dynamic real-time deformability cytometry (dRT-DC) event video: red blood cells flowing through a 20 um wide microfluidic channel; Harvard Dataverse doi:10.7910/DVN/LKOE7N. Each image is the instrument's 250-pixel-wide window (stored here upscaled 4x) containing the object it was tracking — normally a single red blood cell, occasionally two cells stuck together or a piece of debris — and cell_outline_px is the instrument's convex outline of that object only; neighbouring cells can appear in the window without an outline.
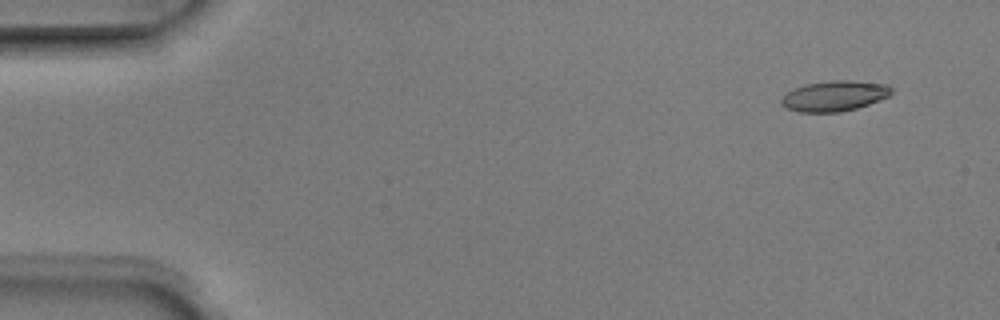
{"species": "Egyptian fruit bat (a non-hibernating species)", "species_latin": "Rousettus aegyptiacus", "temperature_condition": "room temperature", "stored_images_in_passage": 3, "camera_frame_rate_fps": 3000, "um_per_image_px": 0.085, "animal": {"sex": "male"}, "frame": {"image": 1, "passage_image": 1, "time_ms": 0.0, "image_size_px": [1000, 320], "cell_outline_px": [[892, 92], [888, 96], [868, 104], [856, 108], [840, 112], [796, 112], [780, 104], [780, 100], [788, 92], [804, 84], [832, 80], [848, 80], [888, 84], [892, 88]], "centroid_in_image_um": [70.92, 8.15], "position_along_channel_um": 14.1, "area_um2": 19.42}}